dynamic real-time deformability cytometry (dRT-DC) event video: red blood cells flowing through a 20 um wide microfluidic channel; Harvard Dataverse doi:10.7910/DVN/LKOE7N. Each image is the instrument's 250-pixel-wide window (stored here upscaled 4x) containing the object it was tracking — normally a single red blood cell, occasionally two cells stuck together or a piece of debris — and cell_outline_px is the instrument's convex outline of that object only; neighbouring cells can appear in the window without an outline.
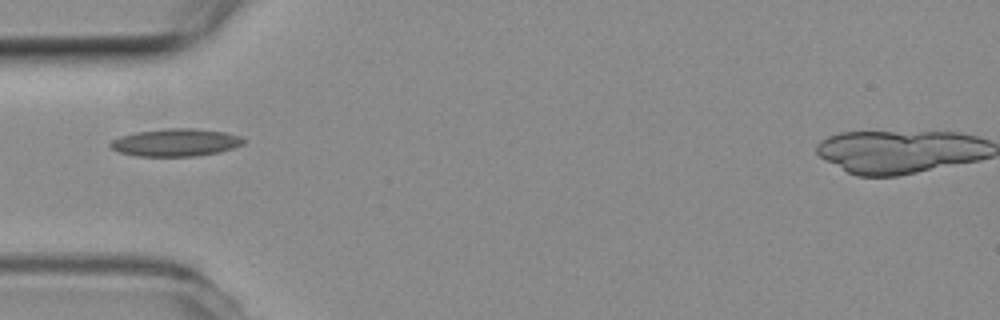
{"species": "common noctule bat (a hibernating species)", "species_latin": "Nyctalus noctula", "temperature_condition": "room temperature", "stored_images_in_passage": 12, "camera_frame_rate_fps": 3000, "um_per_image_px": 0.085, "animal": {"sex": "female", "body_mass_g": 19.3, "forearm_length_mm": 54.1}, "frame": {"image": 1, "passage_image": 1, "time_ms": 0.0, "image_size_px": [1000, 320], "cell_outline_px": [[244, 144], [220, 152], [196, 156], [136, 156], [120, 152], [112, 148], [108, 144], [112, 140], [120, 136], [136, 132], [164, 128], [196, 128], [224, 132], [240, 136], [244, 140]], "centroid_in_image_um": [14.93, 12.1], "position_along_channel_um": 70.1, "area_um2": 21.44}}
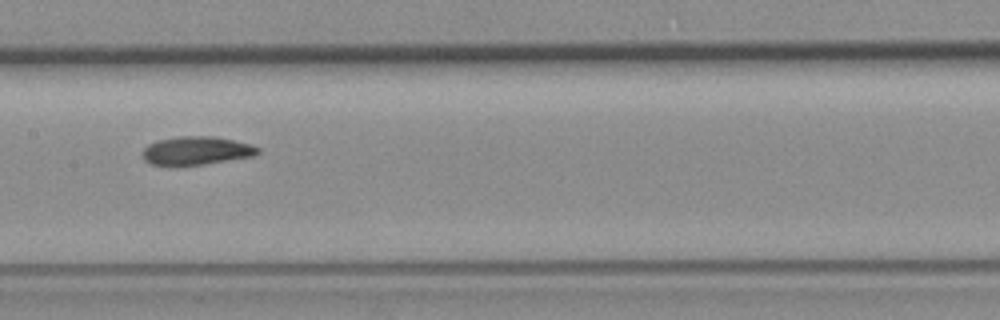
{"frame": {"image": 2, "passage_image": 4, "time_ms": 1.0, "image_size_px": [1000, 320], "cell_outline_px": [[260, 152], [252, 156], [204, 164], [172, 168], [152, 164], [144, 160], [144, 148], [148, 144], [156, 140], [176, 136], [216, 136], [252, 144], [260, 148]], "centroid_in_image_um": [16.66, 12.82], "position_along_channel_um": 190.7, "area_um2": 19.59}}
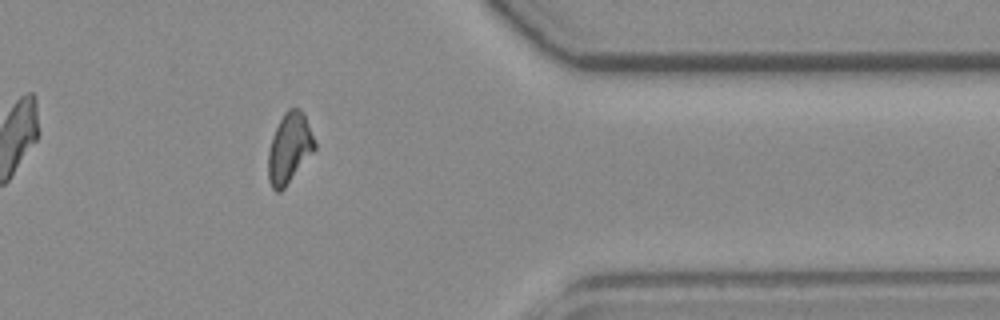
{"frame": {"image": 3, "passage_image": 9, "time_ms": 2.667, "image_size_px": [1000, 320], "cell_outline_px": [[316, 148], [284, 188], [280, 192], [276, 192], [272, 188], [268, 180], [268, 148], [272, 136], [284, 112], [288, 108], [300, 108], [304, 112], [316, 144]], "centroid_in_image_um": [24.58, 12.58], "position_along_channel_um": 386.8, "area_um2": 19.02}}